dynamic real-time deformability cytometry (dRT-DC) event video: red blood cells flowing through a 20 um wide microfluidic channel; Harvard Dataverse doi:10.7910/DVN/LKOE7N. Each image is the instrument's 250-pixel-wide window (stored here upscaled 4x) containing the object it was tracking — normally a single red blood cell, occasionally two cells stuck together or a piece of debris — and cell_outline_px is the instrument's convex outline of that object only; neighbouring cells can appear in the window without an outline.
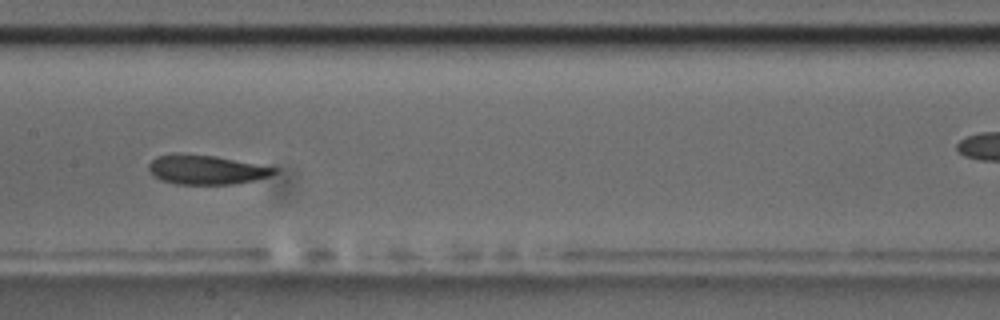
{"species": "common noctule bat (a hibernating species)", "species_latin": "Nyctalus noctula", "temperature_condition": "room temperature", "stored_images_in_passage": 12, "camera_frame_rate_fps": 3000, "um_per_image_px": 0.085, "animal": {"sex": "male", "body_mass_g": 17.5, "forearm_length_mm": 52.3}, "frame": {"image": 1, "passage_image": 9, "time_ms": 2.667, "image_size_px": [1000, 320], "cell_outline_px": [[276, 172], [268, 176], [236, 184], [176, 184], [160, 180], [152, 176], [148, 168], [148, 164], [156, 156], [216, 156], [276, 168]], "centroid_in_image_um": [17.5, 14.46], "position_along_channel_um": 189.9, "area_um2": 20.63}}
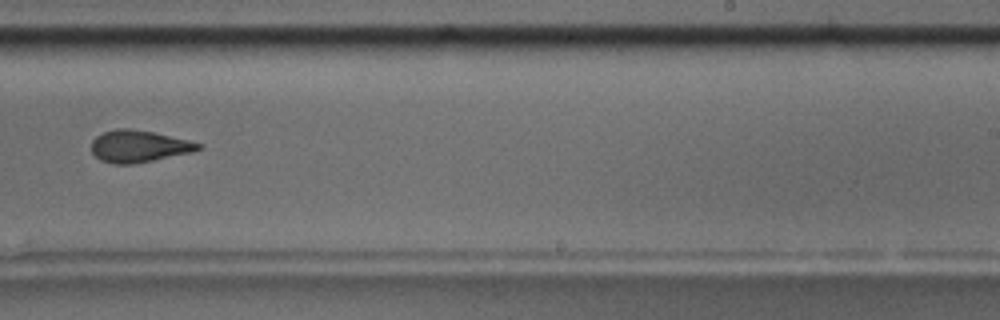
{"frame": {"image": 2, "passage_image": 12, "time_ms": 3.667, "image_size_px": [1000, 320], "cell_outline_px": [[204, 148], [192, 152], [132, 164], [112, 164], [100, 160], [92, 152], [92, 140], [96, 136], [104, 132], [116, 128], [128, 128], [156, 132], [204, 144]], "centroid_in_image_um": [11.82, 12.42], "position_along_channel_um": 277.2, "area_um2": 20.0}}